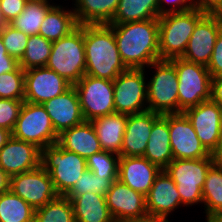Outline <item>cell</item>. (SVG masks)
Segmentation results:
<instances>
[{
  "mask_svg": "<svg viewBox=\"0 0 222 222\" xmlns=\"http://www.w3.org/2000/svg\"><path fill=\"white\" fill-rule=\"evenodd\" d=\"M109 25L127 69H145L160 60L158 19Z\"/></svg>",
  "mask_w": 222,
  "mask_h": 222,
  "instance_id": "obj_1",
  "label": "cell"
},
{
  "mask_svg": "<svg viewBox=\"0 0 222 222\" xmlns=\"http://www.w3.org/2000/svg\"><path fill=\"white\" fill-rule=\"evenodd\" d=\"M85 75L114 80L127 70L109 24L84 25Z\"/></svg>",
  "mask_w": 222,
  "mask_h": 222,
  "instance_id": "obj_2",
  "label": "cell"
},
{
  "mask_svg": "<svg viewBox=\"0 0 222 222\" xmlns=\"http://www.w3.org/2000/svg\"><path fill=\"white\" fill-rule=\"evenodd\" d=\"M46 67L55 71L72 86L83 78L86 70L84 25H79L69 35L52 42Z\"/></svg>",
  "mask_w": 222,
  "mask_h": 222,
  "instance_id": "obj_3",
  "label": "cell"
},
{
  "mask_svg": "<svg viewBox=\"0 0 222 222\" xmlns=\"http://www.w3.org/2000/svg\"><path fill=\"white\" fill-rule=\"evenodd\" d=\"M204 15L192 8L158 18L160 60H170L184 54L194 27Z\"/></svg>",
  "mask_w": 222,
  "mask_h": 222,
  "instance_id": "obj_4",
  "label": "cell"
},
{
  "mask_svg": "<svg viewBox=\"0 0 222 222\" xmlns=\"http://www.w3.org/2000/svg\"><path fill=\"white\" fill-rule=\"evenodd\" d=\"M213 163V155L201 159H173L164 169L176 184L182 206L203 204L202 188Z\"/></svg>",
  "mask_w": 222,
  "mask_h": 222,
  "instance_id": "obj_5",
  "label": "cell"
},
{
  "mask_svg": "<svg viewBox=\"0 0 222 222\" xmlns=\"http://www.w3.org/2000/svg\"><path fill=\"white\" fill-rule=\"evenodd\" d=\"M147 68L153 76L147 80L148 111L161 115L178 113V77L175 65L170 60H159Z\"/></svg>",
  "mask_w": 222,
  "mask_h": 222,
  "instance_id": "obj_6",
  "label": "cell"
},
{
  "mask_svg": "<svg viewBox=\"0 0 222 222\" xmlns=\"http://www.w3.org/2000/svg\"><path fill=\"white\" fill-rule=\"evenodd\" d=\"M41 166L49 173L55 191L65 196L87 169L86 159L57 143L41 150Z\"/></svg>",
  "mask_w": 222,
  "mask_h": 222,
  "instance_id": "obj_7",
  "label": "cell"
},
{
  "mask_svg": "<svg viewBox=\"0 0 222 222\" xmlns=\"http://www.w3.org/2000/svg\"><path fill=\"white\" fill-rule=\"evenodd\" d=\"M178 77V113L211 100V75L207 67L181 57L170 59Z\"/></svg>",
  "mask_w": 222,
  "mask_h": 222,
  "instance_id": "obj_8",
  "label": "cell"
},
{
  "mask_svg": "<svg viewBox=\"0 0 222 222\" xmlns=\"http://www.w3.org/2000/svg\"><path fill=\"white\" fill-rule=\"evenodd\" d=\"M12 137L32 143L41 150L58 141L51 118L42 104L25 102L13 129Z\"/></svg>",
  "mask_w": 222,
  "mask_h": 222,
  "instance_id": "obj_9",
  "label": "cell"
},
{
  "mask_svg": "<svg viewBox=\"0 0 222 222\" xmlns=\"http://www.w3.org/2000/svg\"><path fill=\"white\" fill-rule=\"evenodd\" d=\"M146 69H127L113 80L115 113L132 115L148 110Z\"/></svg>",
  "mask_w": 222,
  "mask_h": 222,
  "instance_id": "obj_10",
  "label": "cell"
},
{
  "mask_svg": "<svg viewBox=\"0 0 222 222\" xmlns=\"http://www.w3.org/2000/svg\"><path fill=\"white\" fill-rule=\"evenodd\" d=\"M74 87L85 121L115 113L112 80L84 75Z\"/></svg>",
  "mask_w": 222,
  "mask_h": 222,
  "instance_id": "obj_11",
  "label": "cell"
},
{
  "mask_svg": "<svg viewBox=\"0 0 222 222\" xmlns=\"http://www.w3.org/2000/svg\"><path fill=\"white\" fill-rule=\"evenodd\" d=\"M9 190L34 209L46 205L58 196L49 173L41 165L31 171L11 176Z\"/></svg>",
  "mask_w": 222,
  "mask_h": 222,
  "instance_id": "obj_12",
  "label": "cell"
},
{
  "mask_svg": "<svg viewBox=\"0 0 222 222\" xmlns=\"http://www.w3.org/2000/svg\"><path fill=\"white\" fill-rule=\"evenodd\" d=\"M168 127L173 159H201L212 155L184 113L168 114Z\"/></svg>",
  "mask_w": 222,
  "mask_h": 222,
  "instance_id": "obj_13",
  "label": "cell"
},
{
  "mask_svg": "<svg viewBox=\"0 0 222 222\" xmlns=\"http://www.w3.org/2000/svg\"><path fill=\"white\" fill-rule=\"evenodd\" d=\"M205 148L212 154L222 143L221 107L208 100L183 112Z\"/></svg>",
  "mask_w": 222,
  "mask_h": 222,
  "instance_id": "obj_14",
  "label": "cell"
},
{
  "mask_svg": "<svg viewBox=\"0 0 222 222\" xmlns=\"http://www.w3.org/2000/svg\"><path fill=\"white\" fill-rule=\"evenodd\" d=\"M72 85L50 68L25 70L24 101L33 104L44 102L67 91Z\"/></svg>",
  "mask_w": 222,
  "mask_h": 222,
  "instance_id": "obj_15",
  "label": "cell"
},
{
  "mask_svg": "<svg viewBox=\"0 0 222 222\" xmlns=\"http://www.w3.org/2000/svg\"><path fill=\"white\" fill-rule=\"evenodd\" d=\"M111 216L116 222H133L147 213L146 196L134 191L119 179L105 195Z\"/></svg>",
  "mask_w": 222,
  "mask_h": 222,
  "instance_id": "obj_16",
  "label": "cell"
},
{
  "mask_svg": "<svg viewBox=\"0 0 222 222\" xmlns=\"http://www.w3.org/2000/svg\"><path fill=\"white\" fill-rule=\"evenodd\" d=\"M221 28V23L213 14H205L194 27L181 58L207 67Z\"/></svg>",
  "mask_w": 222,
  "mask_h": 222,
  "instance_id": "obj_17",
  "label": "cell"
},
{
  "mask_svg": "<svg viewBox=\"0 0 222 222\" xmlns=\"http://www.w3.org/2000/svg\"><path fill=\"white\" fill-rule=\"evenodd\" d=\"M41 165V149L11 137L0 150V167L9 176L31 171Z\"/></svg>",
  "mask_w": 222,
  "mask_h": 222,
  "instance_id": "obj_18",
  "label": "cell"
},
{
  "mask_svg": "<svg viewBox=\"0 0 222 222\" xmlns=\"http://www.w3.org/2000/svg\"><path fill=\"white\" fill-rule=\"evenodd\" d=\"M42 106L51 118L55 132L58 135L62 131L85 121L74 86H71L63 94L44 102Z\"/></svg>",
  "mask_w": 222,
  "mask_h": 222,
  "instance_id": "obj_19",
  "label": "cell"
},
{
  "mask_svg": "<svg viewBox=\"0 0 222 222\" xmlns=\"http://www.w3.org/2000/svg\"><path fill=\"white\" fill-rule=\"evenodd\" d=\"M161 169L143 156H120L118 179L134 191L143 195L149 193Z\"/></svg>",
  "mask_w": 222,
  "mask_h": 222,
  "instance_id": "obj_20",
  "label": "cell"
},
{
  "mask_svg": "<svg viewBox=\"0 0 222 222\" xmlns=\"http://www.w3.org/2000/svg\"><path fill=\"white\" fill-rule=\"evenodd\" d=\"M160 115L148 110L128 115L120 156H144L153 123Z\"/></svg>",
  "mask_w": 222,
  "mask_h": 222,
  "instance_id": "obj_21",
  "label": "cell"
},
{
  "mask_svg": "<svg viewBox=\"0 0 222 222\" xmlns=\"http://www.w3.org/2000/svg\"><path fill=\"white\" fill-rule=\"evenodd\" d=\"M181 206V197L175 182L165 170H161L146 195L147 213L170 216Z\"/></svg>",
  "mask_w": 222,
  "mask_h": 222,
  "instance_id": "obj_22",
  "label": "cell"
},
{
  "mask_svg": "<svg viewBox=\"0 0 222 222\" xmlns=\"http://www.w3.org/2000/svg\"><path fill=\"white\" fill-rule=\"evenodd\" d=\"M57 144L84 159L103 150L91 121H84L62 131L58 135Z\"/></svg>",
  "mask_w": 222,
  "mask_h": 222,
  "instance_id": "obj_23",
  "label": "cell"
},
{
  "mask_svg": "<svg viewBox=\"0 0 222 222\" xmlns=\"http://www.w3.org/2000/svg\"><path fill=\"white\" fill-rule=\"evenodd\" d=\"M152 164L164 170L173 160L170 146L168 114L160 115L153 123L144 156Z\"/></svg>",
  "mask_w": 222,
  "mask_h": 222,
  "instance_id": "obj_24",
  "label": "cell"
},
{
  "mask_svg": "<svg viewBox=\"0 0 222 222\" xmlns=\"http://www.w3.org/2000/svg\"><path fill=\"white\" fill-rule=\"evenodd\" d=\"M128 115L113 113L91 121L103 150L120 155Z\"/></svg>",
  "mask_w": 222,
  "mask_h": 222,
  "instance_id": "obj_25",
  "label": "cell"
},
{
  "mask_svg": "<svg viewBox=\"0 0 222 222\" xmlns=\"http://www.w3.org/2000/svg\"><path fill=\"white\" fill-rule=\"evenodd\" d=\"M68 199L72 203L76 222H114L104 195L87 192Z\"/></svg>",
  "mask_w": 222,
  "mask_h": 222,
  "instance_id": "obj_26",
  "label": "cell"
},
{
  "mask_svg": "<svg viewBox=\"0 0 222 222\" xmlns=\"http://www.w3.org/2000/svg\"><path fill=\"white\" fill-rule=\"evenodd\" d=\"M78 26L73 8L69 10L56 4L46 13L38 35L53 42L69 35Z\"/></svg>",
  "mask_w": 222,
  "mask_h": 222,
  "instance_id": "obj_27",
  "label": "cell"
},
{
  "mask_svg": "<svg viewBox=\"0 0 222 222\" xmlns=\"http://www.w3.org/2000/svg\"><path fill=\"white\" fill-rule=\"evenodd\" d=\"M120 0H76L73 12L78 25L109 24Z\"/></svg>",
  "mask_w": 222,
  "mask_h": 222,
  "instance_id": "obj_28",
  "label": "cell"
},
{
  "mask_svg": "<svg viewBox=\"0 0 222 222\" xmlns=\"http://www.w3.org/2000/svg\"><path fill=\"white\" fill-rule=\"evenodd\" d=\"M158 18V0H120L116 14L109 24H122Z\"/></svg>",
  "mask_w": 222,
  "mask_h": 222,
  "instance_id": "obj_29",
  "label": "cell"
},
{
  "mask_svg": "<svg viewBox=\"0 0 222 222\" xmlns=\"http://www.w3.org/2000/svg\"><path fill=\"white\" fill-rule=\"evenodd\" d=\"M206 216H222V169L213 163L202 188Z\"/></svg>",
  "mask_w": 222,
  "mask_h": 222,
  "instance_id": "obj_30",
  "label": "cell"
},
{
  "mask_svg": "<svg viewBox=\"0 0 222 222\" xmlns=\"http://www.w3.org/2000/svg\"><path fill=\"white\" fill-rule=\"evenodd\" d=\"M55 4L28 0L23 12L9 22V25L28 36L38 35L46 13Z\"/></svg>",
  "mask_w": 222,
  "mask_h": 222,
  "instance_id": "obj_31",
  "label": "cell"
},
{
  "mask_svg": "<svg viewBox=\"0 0 222 222\" xmlns=\"http://www.w3.org/2000/svg\"><path fill=\"white\" fill-rule=\"evenodd\" d=\"M35 209L10 190L0 195V222H34Z\"/></svg>",
  "mask_w": 222,
  "mask_h": 222,
  "instance_id": "obj_32",
  "label": "cell"
},
{
  "mask_svg": "<svg viewBox=\"0 0 222 222\" xmlns=\"http://www.w3.org/2000/svg\"><path fill=\"white\" fill-rule=\"evenodd\" d=\"M52 50V42L41 35L29 36L26 50L19 66L23 70L46 66Z\"/></svg>",
  "mask_w": 222,
  "mask_h": 222,
  "instance_id": "obj_33",
  "label": "cell"
},
{
  "mask_svg": "<svg viewBox=\"0 0 222 222\" xmlns=\"http://www.w3.org/2000/svg\"><path fill=\"white\" fill-rule=\"evenodd\" d=\"M34 222H76L71 201L66 196L58 195L35 209Z\"/></svg>",
  "mask_w": 222,
  "mask_h": 222,
  "instance_id": "obj_34",
  "label": "cell"
},
{
  "mask_svg": "<svg viewBox=\"0 0 222 222\" xmlns=\"http://www.w3.org/2000/svg\"><path fill=\"white\" fill-rule=\"evenodd\" d=\"M118 178H105L97 176L90 170L86 169L76 181L73 188L65 195L67 198H75L87 192H93L100 195H106L112 184Z\"/></svg>",
  "mask_w": 222,
  "mask_h": 222,
  "instance_id": "obj_35",
  "label": "cell"
},
{
  "mask_svg": "<svg viewBox=\"0 0 222 222\" xmlns=\"http://www.w3.org/2000/svg\"><path fill=\"white\" fill-rule=\"evenodd\" d=\"M120 155L102 150L86 159L87 169L97 176L118 178Z\"/></svg>",
  "mask_w": 222,
  "mask_h": 222,
  "instance_id": "obj_36",
  "label": "cell"
},
{
  "mask_svg": "<svg viewBox=\"0 0 222 222\" xmlns=\"http://www.w3.org/2000/svg\"><path fill=\"white\" fill-rule=\"evenodd\" d=\"M25 70L18 66L14 71L0 75V98L24 100Z\"/></svg>",
  "mask_w": 222,
  "mask_h": 222,
  "instance_id": "obj_37",
  "label": "cell"
},
{
  "mask_svg": "<svg viewBox=\"0 0 222 222\" xmlns=\"http://www.w3.org/2000/svg\"><path fill=\"white\" fill-rule=\"evenodd\" d=\"M0 35L7 53L19 62L25 53L29 36L9 24L0 31Z\"/></svg>",
  "mask_w": 222,
  "mask_h": 222,
  "instance_id": "obj_38",
  "label": "cell"
},
{
  "mask_svg": "<svg viewBox=\"0 0 222 222\" xmlns=\"http://www.w3.org/2000/svg\"><path fill=\"white\" fill-rule=\"evenodd\" d=\"M24 100L0 98V127L13 131Z\"/></svg>",
  "mask_w": 222,
  "mask_h": 222,
  "instance_id": "obj_39",
  "label": "cell"
},
{
  "mask_svg": "<svg viewBox=\"0 0 222 222\" xmlns=\"http://www.w3.org/2000/svg\"><path fill=\"white\" fill-rule=\"evenodd\" d=\"M207 69L210 72L211 78L222 76V28L218 33Z\"/></svg>",
  "mask_w": 222,
  "mask_h": 222,
  "instance_id": "obj_40",
  "label": "cell"
},
{
  "mask_svg": "<svg viewBox=\"0 0 222 222\" xmlns=\"http://www.w3.org/2000/svg\"><path fill=\"white\" fill-rule=\"evenodd\" d=\"M27 1L28 0H0V9L8 24L23 12Z\"/></svg>",
  "mask_w": 222,
  "mask_h": 222,
  "instance_id": "obj_41",
  "label": "cell"
},
{
  "mask_svg": "<svg viewBox=\"0 0 222 222\" xmlns=\"http://www.w3.org/2000/svg\"><path fill=\"white\" fill-rule=\"evenodd\" d=\"M159 17L168 13L183 12L193 8V0H158ZM165 3V4H164ZM166 4H170V6Z\"/></svg>",
  "mask_w": 222,
  "mask_h": 222,
  "instance_id": "obj_42",
  "label": "cell"
},
{
  "mask_svg": "<svg viewBox=\"0 0 222 222\" xmlns=\"http://www.w3.org/2000/svg\"><path fill=\"white\" fill-rule=\"evenodd\" d=\"M18 66L19 62L7 53L0 35V75L14 71Z\"/></svg>",
  "mask_w": 222,
  "mask_h": 222,
  "instance_id": "obj_43",
  "label": "cell"
},
{
  "mask_svg": "<svg viewBox=\"0 0 222 222\" xmlns=\"http://www.w3.org/2000/svg\"><path fill=\"white\" fill-rule=\"evenodd\" d=\"M221 4L222 0H193V8L205 14H214Z\"/></svg>",
  "mask_w": 222,
  "mask_h": 222,
  "instance_id": "obj_44",
  "label": "cell"
},
{
  "mask_svg": "<svg viewBox=\"0 0 222 222\" xmlns=\"http://www.w3.org/2000/svg\"><path fill=\"white\" fill-rule=\"evenodd\" d=\"M211 100L222 108V76L211 79Z\"/></svg>",
  "mask_w": 222,
  "mask_h": 222,
  "instance_id": "obj_45",
  "label": "cell"
},
{
  "mask_svg": "<svg viewBox=\"0 0 222 222\" xmlns=\"http://www.w3.org/2000/svg\"><path fill=\"white\" fill-rule=\"evenodd\" d=\"M168 217L169 216L146 213L133 222H171L168 220Z\"/></svg>",
  "mask_w": 222,
  "mask_h": 222,
  "instance_id": "obj_46",
  "label": "cell"
},
{
  "mask_svg": "<svg viewBox=\"0 0 222 222\" xmlns=\"http://www.w3.org/2000/svg\"><path fill=\"white\" fill-rule=\"evenodd\" d=\"M10 177L0 167V195L9 190Z\"/></svg>",
  "mask_w": 222,
  "mask_h": 222,
  "instance_id": "obj_47",
  "label": "cell"
},
{
  "mask_svg": "<svg viewBox=\"0 0 222 222\" xmlns=\"http://www.w3.org/2000/svg\"><path fill=\"white\" fill-rule=\"evenodd\" d=\"M11 137H12L11 131L0 127V150Z\"/></svg>",
  "mask_w": 222,
  "mask_h": 222,
  "instance_id": "obj_48",
  "label": "cell"
},
{
  "mask_svg": "<svg viewBox=\"0 0 222 222\" xmlns=\"http://www.w3.org/2000/svg\"><path fill=\"white\" fill-rule=\"evenodd\" d=\"M214 163L222 169V143L219 147L212 153Z\"/></svg>",
  "mask_w": 222,
  "mask_h": 222,
  "instance_id": "obj_49",
  "label": "cell"
},
{
  "mask_svg": "<svg viewBox=\"0 0 222 222\" xmlns=\"http://www.w3.org/2000/svg\"><path fill=\"white\" fill-rule=\"evenodd\" d=\"M206 222H222V216H206Z\"/></svg>",
  "mask_w": 222,
  "mask_h": 222,
  "instance_id": "obj_50",
  "label": "cell"
},
{
  "mask_svg": "<svg viewBox=\"0 0 222 222\" xmlns=\"http://www.w3.org/2000/svg\"><path fill=\"white\" fill-rule=\"evenodd\" d=\"M216 19L221 23L222 25V4L221 6L216 10V12L213 14Z\"/></svg>",
  "mask_w": 222,
  "mask_h": 222,
  "instance_id": "obj_51",
  "label": "cell"
},
{
  "mask_svg": "<svg viewBox=\"0 0 222 222\" xmlns=\"http://www.w3.org/2000/svg\"><path fill=\"white\" fill-rule=\"evenodd\" d=\"M8 23L5 21L2 11L0 9V31L7 25Z\"/></svg>",
  "mask_w": 222,
  "mask_h": 222,
  "instance_id": "obj_52",
  "label": "cell"
},
{
  "mask_svg": "<svg viewBox=\"0 0 222 222\" xmlns=\"http://www.w3.org/2000/svg\"><path fill=\"white\" fill-rule=\"evenodd\" d=\"M29 1H42V2H45V3H48V4L52 3V0H29Z\"/></svg>",
  "mask_w": 222,
  "mask_h": 222,
  "instance_id": "obj_53",
  "label": "cell"
},
{
  "mask_svg": "<svg viewBox=\"0 0 222 222\" xmlns=\"http://www.w3.org/2000/svg\"><path fill=\"white\" fill-rule=\"evenodd\" d=\"M221 130H222V108H221Z\"/></svg>",
  "mask_w": 222,
  "mask_h": 222,
  "instance_id": "obj_54",
  "label": "cell"
}]
</instances>
